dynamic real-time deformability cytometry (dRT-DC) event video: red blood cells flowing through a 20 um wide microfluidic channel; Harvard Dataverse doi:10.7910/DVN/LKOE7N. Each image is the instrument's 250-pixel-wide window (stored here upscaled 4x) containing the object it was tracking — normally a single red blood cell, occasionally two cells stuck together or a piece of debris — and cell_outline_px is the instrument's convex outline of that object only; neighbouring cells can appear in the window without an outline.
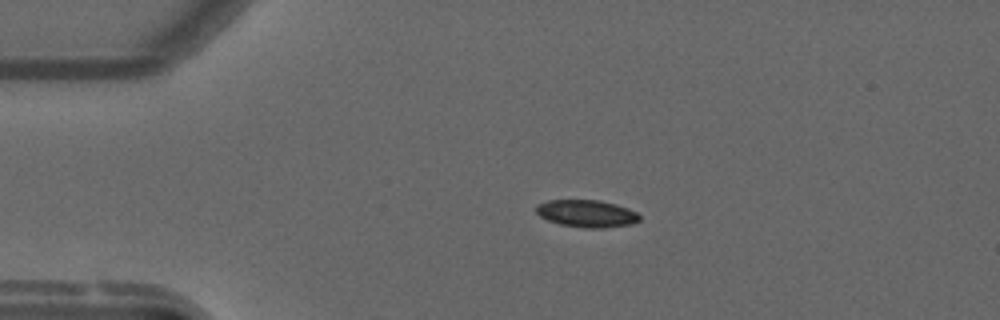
{"species": "common noctule bat (a hibernating species)", "species_latin": "Nyctalus noctula", "temperature_condition": "warm", "stored_images_in_passage": 11, "camera_frame_rate_fps": 3000, "um_per_image_px": 0.085, "animal": {"sex": "male", "forearm_length_mm": 52.5}, "frame": {"image": 1, "passage_image": 7, "time_ms": 2.0, "image_size_px": [1000, 320], "cell_outline_px": [[640, 220], [632, 224], [600, 228], [588, 228], [560, 224], [548, 220], [540, 216], [536, 212], [536, 208], [540, 204], [548, 200], [600, 200], [616, 204], [628, 208], [636, 212], [640, 216]], "centroid_in_image_um": [49.9, 18.15], "position_along_channel_um": 35.1, "area_um2": 16.3}}